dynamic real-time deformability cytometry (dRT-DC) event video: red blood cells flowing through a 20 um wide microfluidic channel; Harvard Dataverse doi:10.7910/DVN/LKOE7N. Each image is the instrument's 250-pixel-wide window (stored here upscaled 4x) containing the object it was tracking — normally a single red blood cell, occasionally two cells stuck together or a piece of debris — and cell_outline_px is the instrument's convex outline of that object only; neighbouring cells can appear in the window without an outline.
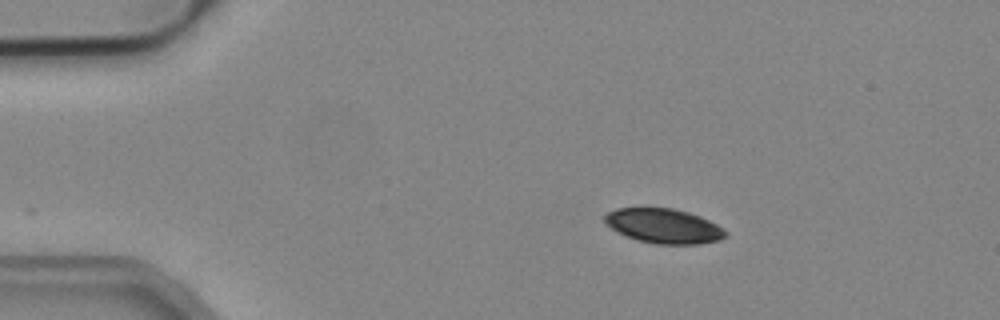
{"species": "common noctule bat (a hibernating species)", "species_latin": "Nyctalus noctula", "temperature_condition": "cold", "stored_images_in_passage": 44, "camera_frame_rate_fps": 3000, "um_per_image_px": 0.085, "animal": {"sex": "male", "body_mass_g": 19.2, "forearm_length_mm": 51.8}, "frame": {"image": 1, "passage_image": 1, "time_ms": 0.0, "image_size_px": [1000, 320], "cell_outline_px": [[728, 236], [720, 240], [700, 244], [656, 244], [636, 240], [616, 232], [604, 220], [604, 216], [608, 212], [616, 208], [640, 204], [672, 208], [688, 212], [700, 216], [724, 228], [728, 232]], "centroid_in_image_um": [56.39, 19.16], "position_along_channel_um": 28.6, "area_um2": 25.32}}
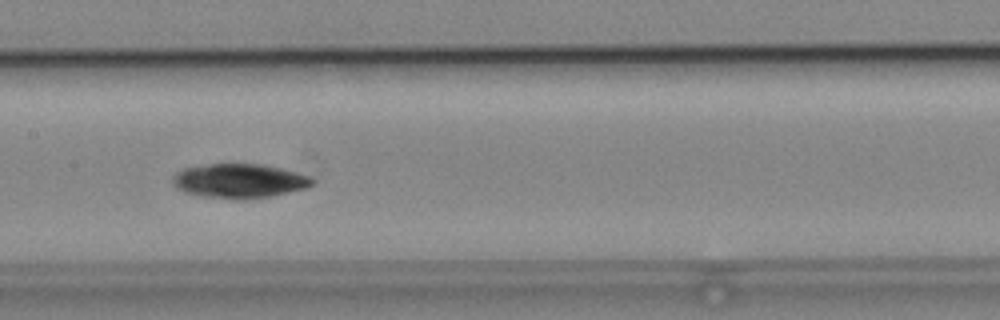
{"frame": {"image": 2, "passage_image": 18, "time_ms": 5.667, "image_size_px": [1000, 320], "cell_outline_px": [[312, 184], [304, 188], [288, 192], [268, 196], [200, 196], [184, 192], [176, 188], [172, 184], [172, 176], [176, 172], [184, 168], [208, 164], [264, 164], [280, 168], [308, 176], [312, 180]], "centroid_in_image_um": [20.26, 15.33], "position_along_channel_um": 187.1, "area_um2": 26.7}}
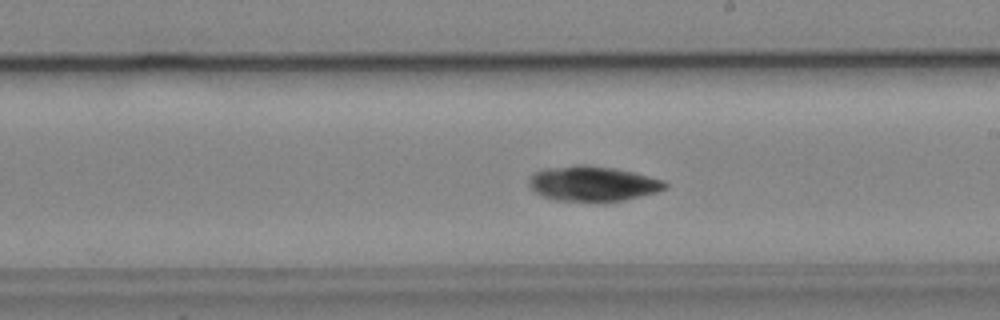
{"frame": {"image": 3, "passage_image": 22, "time_ms": 7.0, "image_size_px": [1000, 320], "cell_outline_px": [[668, 184], [664, 188], [656, 192], [624, 200], [600, 204], [556, 200], [540, 196], [528, 184], [528, 180], [536, 172], [544, 168], [576, 164], [584, 164], [616, 168], [664, 180]], "centroid_in_image_um": [50.36, 15.63], "position_along_channel_um": 238.6, "area_um2": 28.44}, "authors_computed_cell_mechanics": {"area_um2": 26.877, "velocity_mm_per_s": 3.8838, "shape_relaxation_time_tau1_ms": 4.2072, "shape_relaxation_time_tau2_ms": null, "deformation_change_tau1": 0.0628, "deformation_change_tau2": null}}